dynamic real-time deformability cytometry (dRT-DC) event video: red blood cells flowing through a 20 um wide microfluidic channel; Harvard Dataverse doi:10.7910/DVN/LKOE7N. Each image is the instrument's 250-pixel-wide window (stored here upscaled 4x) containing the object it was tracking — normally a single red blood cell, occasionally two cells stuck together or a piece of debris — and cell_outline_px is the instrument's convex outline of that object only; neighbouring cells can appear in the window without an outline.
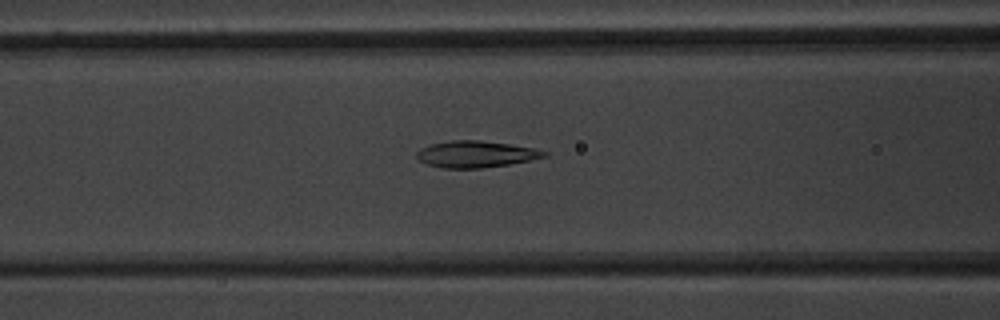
{"species": "common noctule bat (a hibernating species)", "species_latin": "Nyctalus noctula", "temperature_condition": "warm", "stored_images_in_passage": 51, "camera_frame_rate_fps": 3000, "um_per_image_px": 0.085, "animal": {"sex": "male", "body_mass_g": 20.1, "forearm_length_mm": 53.5}, "frame": {"image": 1, "passage_image": 21, "time_ms": 6.667, "image_size_px": [1000, 320], "cell_outline_px": [[548, 156], [508, 164], [480, 168], [444, 168], [428, 164], [420, 160], [416, 156], [416, 152], [420, 148], [432, 144], [452, 140], [480, 140], [536, 148], [548, 152]], "centroid_in_image_um": [40.45, 13.1], "position_along_channel_um": 126.2, "area_um2": 19.54}}
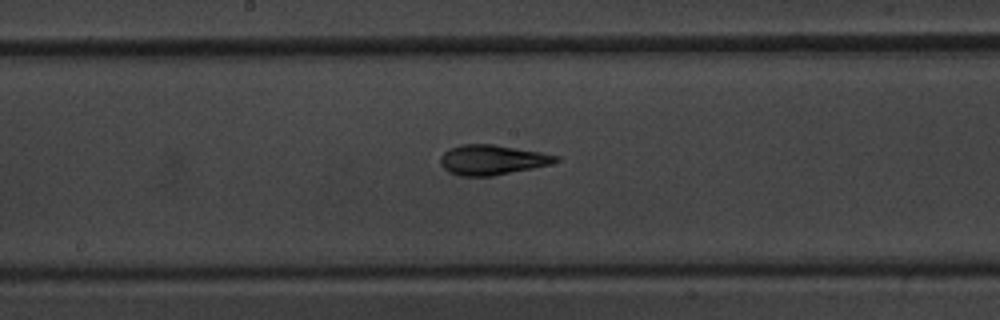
{"frame": {"image": 2, "passage_image": 27, "time_ms": 8.667, "image_size_px": [1000, 320], "cell_outline_px": [[560, 160], [548, 164], [532, 168], [492, 176], [460, 176], [448, 172], [440, 164], [440, 156], [448, 148], [460, 144], [492, 144], [540, 152], [560, 156]], "centroid_in_image_um": [41.77, 13.58], "position_along_channel_um": 206.4, "area_um2": 20.11}}
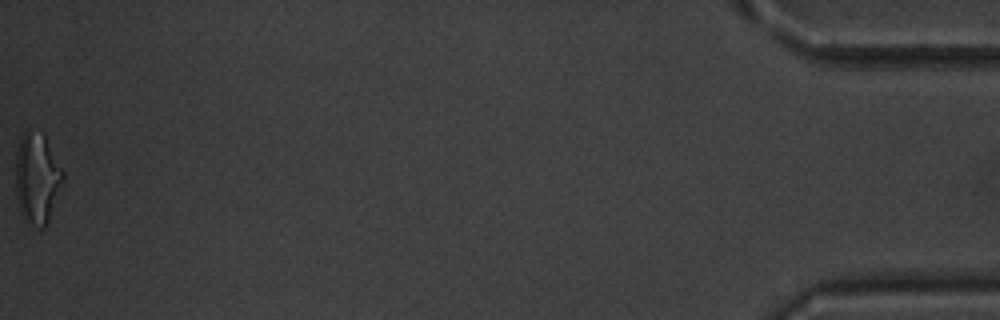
{"frame": {"image": 3, "passage_image": 51, "time_ms": 16.667, "image_size_px": [1000, 320], "cell_outline_px": [[64, 176], [48, 220], [44, 228], [32, 228], [24, 220], [20, 212], [16, 196], [16, 152], [20, 140], [24, 132], [28, 128], [44, 132], [64, 172]], "centroid_in_image_um": [3.13, 15.12], "position_along_channel_um": 432.1, "area_um2": 25.32}, "authors_computed_cell_mechanics": {"area_um2": 20.0566, "velocity_mm_per_s": 4.003, "shape_relaxation_time_tau1_ms": 8.585, "shape_relaxation_time_tau2_ms": 1.3238, "deformation_change_tau1": 0.2679, "deformation_change_tau2": 0.0876}}